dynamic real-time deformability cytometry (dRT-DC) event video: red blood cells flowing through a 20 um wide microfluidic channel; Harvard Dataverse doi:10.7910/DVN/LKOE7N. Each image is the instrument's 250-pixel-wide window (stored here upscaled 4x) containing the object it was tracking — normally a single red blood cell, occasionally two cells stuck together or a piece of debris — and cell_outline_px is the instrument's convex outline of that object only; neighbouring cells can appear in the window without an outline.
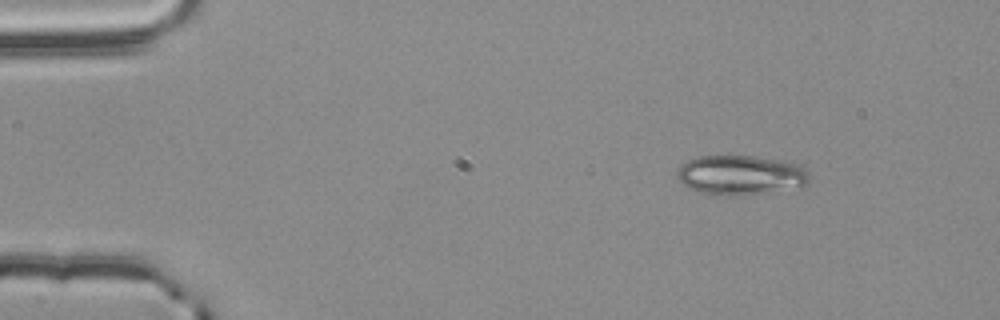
{"species": "common noctule bat (a hibernating species)", "species_latin": "Nyctalus noctula", "temperature_condition": "room temperature", "stored_images_in_passage": 49, "camera_frame_rate_fps": 3000, "um_per_image_px": 0.085, "animal": {"sex": "male", "body_mass_g": 20.4}, "frame": {"image": 1, "passage_image": 1, "time_ms": 0.0, "image_size_px": [1000, 320], "cell_outline_px": [[808, 184], [800, 188], [732, 196], [716, 196], [700, 192], [688, 188], [676, 176], [676, 172], [680, 164], [696, 156], [756, 156], [776, 160], [792, 164], [804, 168], [808, 172]], "centroid_in_image_um": [62.9, 14.9], "position_along_channel_um": 22.1, "area_um2": 30.58}}
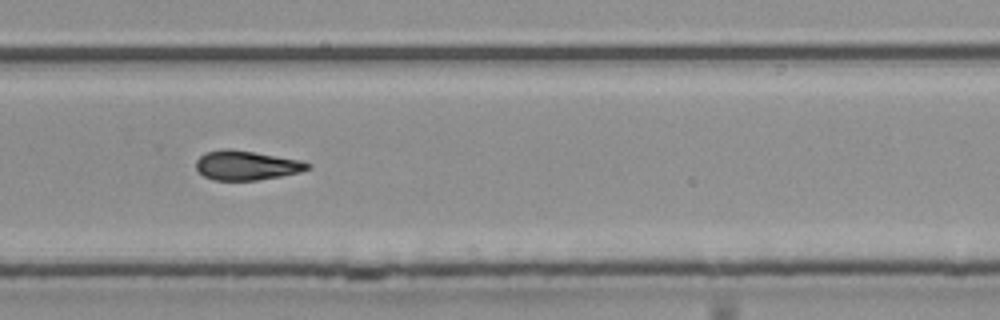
{"frame": {"image": 2, "passage_image": 31, "time_ms": 10.0, "image_size_px": [1000, 320], "cell_outline_px": [[312, 168], [300, 172], [280, 176], [256, 180], [212, 180], [204, 176], [196, 168], [196, 160], [204, 152], [220, 148], [232, 148], [300, 160], [312, 164]], "centroid_in_image_um": [20.93, 14.04], "position_along_channel_um": 308.9, "area_um2": 19.31}}
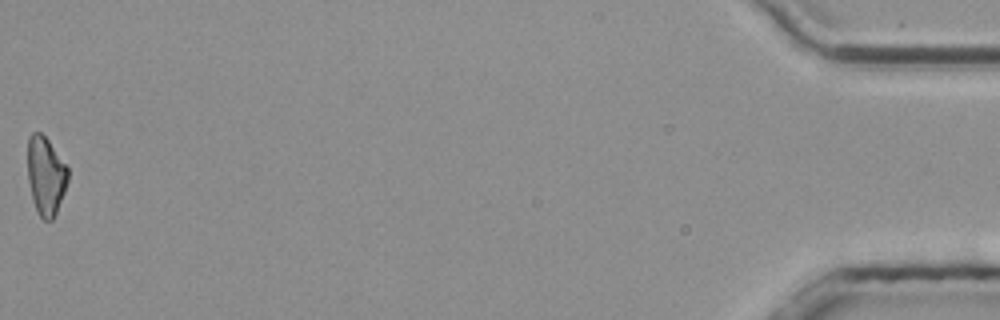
{"frame": {"image": 3, "passage_image": 49, "time_ms": 16.0, "image_size_px": [1000, 320], "cell_outline_px": [[68, 180], [64, 192], [56, 212], [52, 220], [44, 220], [40, 216], [36, 208], [32, 196], [28, 180], [28, 136], [32, 132], [40, 132], [48, 140], [68, 168]], "centroid_in_image_um": [3.88, 14.91], "position_along_channel_um": 431.3, "area_um2": 18.09}, "authors_computed_cell_mechanics": {"area_um2": 19.4786, "velocity_mm_per_s": 3.7895, "shape_relaxation_time_tau1_ms": null, "shape_relaxation_time_tau2_ms": 3.8108, "deformation_change_tau1": null, "deformation_change_tau2": 0.1301}}